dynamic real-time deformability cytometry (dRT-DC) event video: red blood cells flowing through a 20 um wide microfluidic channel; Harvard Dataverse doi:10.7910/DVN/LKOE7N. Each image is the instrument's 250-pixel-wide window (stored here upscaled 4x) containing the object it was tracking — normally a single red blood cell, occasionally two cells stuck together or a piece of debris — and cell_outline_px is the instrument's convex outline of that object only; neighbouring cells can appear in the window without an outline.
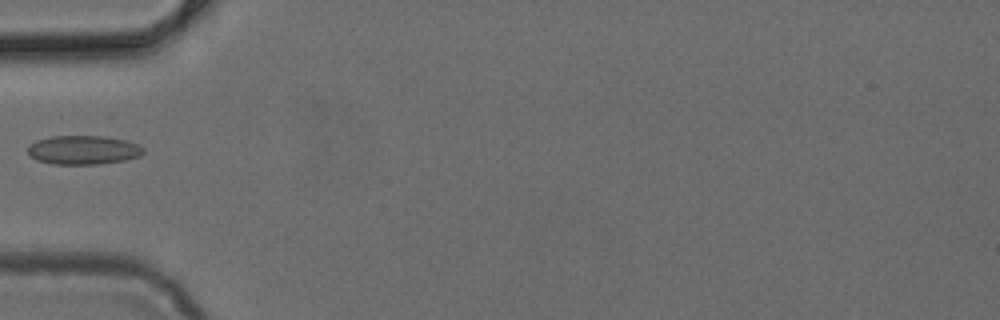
{"species": "common noctule bat (a hibernating species)", "species_latin": "Nyctalus noctula", "temperature_condition": "cold", "stored_images_in_passage": 3, "camera_frame_rate_fps": 3000, "um_per_image_px": 0.085, "animal": {"sex": "female", "body_mass_g": 24.6, "forearm_length_mm": 56.2}, "frame": {"image": 1, "passage_image": 2, "time_ms": 0.333, "image_size_px": [1000, 320], "cell_outline_px": [[144, 152], [140, 156], [124, 160], [100, 164], [52, 164], [36, 160], [28, 152], [28, 144], [36, 140], [52, 136], [104, 136], [124, 140], [136, 144], [144, 148]], "centroid_in_image_um": [7.06, 12.75], "position_along_channel_um": 77.9, "area_um2": 19.48}}
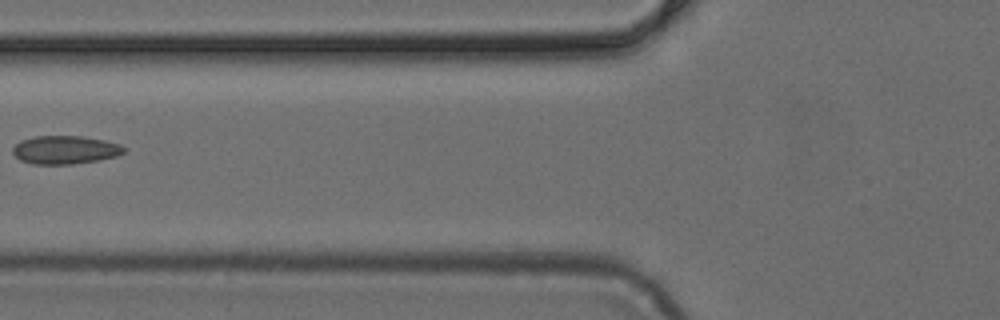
{"frame": {"image": 2, "passage_image": 3, "time_ms": 0.667, "image_size_px": [1000, 320], "cell_outline_px": [[124, 152], [116, 156], [96, 160], [72, 164], [32, 164], [20, 160], [12, 152], [12, 148], [20, 140], [36, 136], [84, 136], [104, 140], [120, 144], [124, 148]], "centroid_in_image_um": [5.5, 12.73], "position_along_channel_um": 120.3, "area_um2": 18.26}}